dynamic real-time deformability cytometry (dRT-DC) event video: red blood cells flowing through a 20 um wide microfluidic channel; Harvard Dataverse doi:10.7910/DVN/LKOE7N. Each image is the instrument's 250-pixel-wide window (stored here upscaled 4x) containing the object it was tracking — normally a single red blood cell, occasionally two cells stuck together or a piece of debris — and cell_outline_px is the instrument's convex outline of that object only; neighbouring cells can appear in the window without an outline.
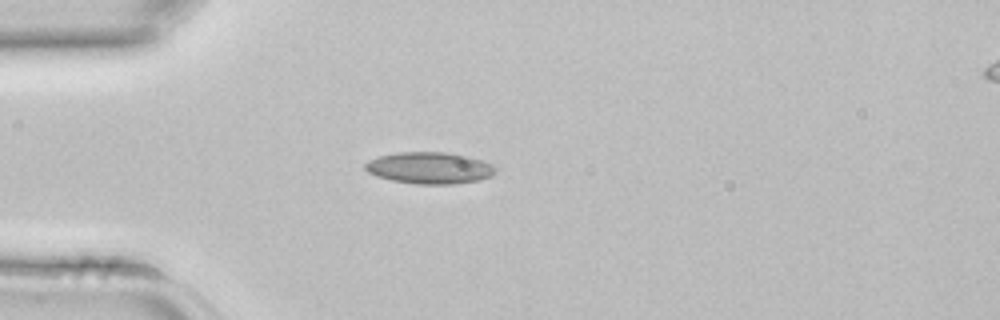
{"species": "common noctule bat (a hibernating species)", "species_latin": "Nyctalus noctula", "temperature_condition": "room temperature", "stored_images_in_passage": 1, "camera_frame_rate_fps": 3000, "um_per_image_px": 0.085, "animal": {"sex": "female", "body_mass_g": 22.7, "forearm_length_mm": 54.2}, "frame": {"image": 1, "passage_image": 1, "time_ms": 0.0, "image_size_px": [1000, 320], "cell_outline_px": [[496, 172], [492, 176], [480, 180], [456, 184], [416, 184], [392, 180], [376, 176], [368, 172], [364, 168], [364, 164], [368, 160], [380, 156], [396, 152], [448, 152], [468, 156], [480, 160], [496, 168]], "centroid_in_image_um": [36.49, 14.28], "position_along_channel_um": 48.5, "area_um2": 24.1}}